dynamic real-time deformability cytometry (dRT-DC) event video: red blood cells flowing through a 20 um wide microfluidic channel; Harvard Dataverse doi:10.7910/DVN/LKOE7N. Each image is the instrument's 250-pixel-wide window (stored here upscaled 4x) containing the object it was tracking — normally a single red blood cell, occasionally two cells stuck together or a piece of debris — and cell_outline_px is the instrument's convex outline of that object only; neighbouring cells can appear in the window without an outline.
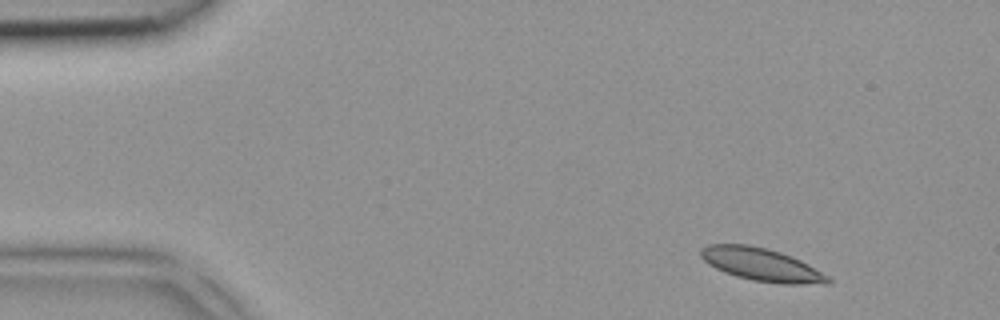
{"species": "common noctule bat (a hibernating species)", "species_latin": "Nyctalus noctula", "temperature_condition": "room temperature", "stored_images_in_passage": 3, "camera_frame_rate_fps": 3000, "um_per_image_px": 0.085, "animal": {"sex": "female", "body_mass_g": 18.4}, "frame": {"image": 1, "passage_image": 1, "time_ms": 0.0, "image_size_px": [1000, 320], "cell_outline_px": [[832, 280], [828, 284], [780, 284], [752, 280], [736, 276], [724, 272], [708, 264], [700, 256], [700, 248], [708, 244], [748, 244], [768, 248], [792, 256], [808, 264], [828, 276]], "centroid_in_image_um": [64.72, 22.49], "position_along_channel_um": 20.3, "area_um2": 24.51}}